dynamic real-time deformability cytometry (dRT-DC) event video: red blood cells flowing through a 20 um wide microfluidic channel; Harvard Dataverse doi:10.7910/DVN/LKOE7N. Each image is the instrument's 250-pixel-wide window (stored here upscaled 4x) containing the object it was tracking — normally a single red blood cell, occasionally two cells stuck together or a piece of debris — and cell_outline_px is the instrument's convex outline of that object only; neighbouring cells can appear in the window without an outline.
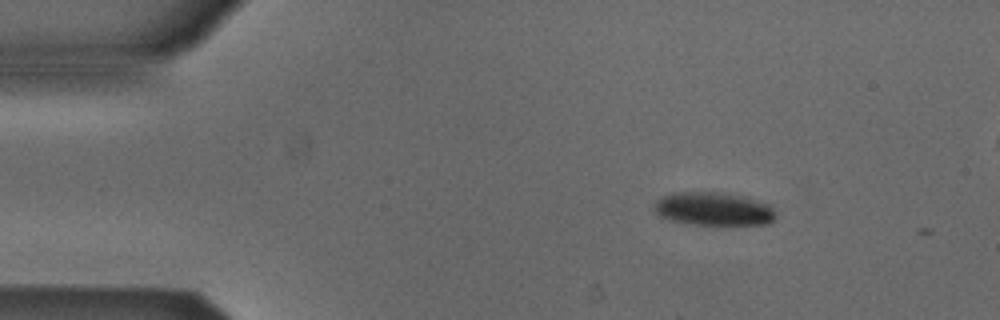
{"species": "Egyptian fruit bat (a non-hibernating species)", "species_latin": "Rousettus aegyptiacus", "temperature_condition": "cold", "stored_images_in_passage": 2, "camera_frame_rate_fps": 3000, "um_per_image_px": 0.085, "animal": {"sex": "male"}, "frame": {"image": 1, "passage_image": 1, "time_ms": 0.0, "image_size_px": [1000, 320], "cell_outline_px": [[776, 216], [768, 224], [692, 224], [668, 220], [656, 216], [652, 208], [656, 200], [672, 192], [712, 192], [740, 196], [768, 204], [772, 208]], "centroid_in_image_um": [60.55, 17.76], "position_along_channel_um": 24.5, "area_um2": 23.41}}